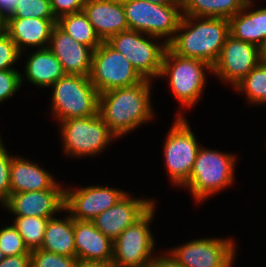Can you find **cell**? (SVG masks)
Wrapping results in <instances>:
<instances>
[{"mask_svg":"<svg viewBox=\"0 0 266 267\" xmlns=\"http://www.w3.org/2000/svg\"><path fill=\"white\" fill-rule=\"evenodd\" d=\"M17 45L6 34L0 35V70L13 69L12 65L20 58Z\"/></svg>","mask_w":266,"mask_h":267,"instance_id":"34","label":"cell"},{"mask_svg":"<svg viewBox=\"0 0 266 267\" xmlns=\"http://www.w3.org/2000/svg\"><path fill=\"white\" fill-rule=\"evenodd\" d=\"M129 195L126 193L114 206L92 220L95 227L112 241L154 205L151 199H134Z\"/></svg>","mask_w":266,"mask_h":267,"instance_id":"16","label":"cell"},{"mask_svg":"<svg viewBox=\"0 0 266 267\" xmlns=\"http://www.w3.org/2000/svg\"><path fill=\"white\" fill-rule=\"evenodd\" d=\"M0 250L5 257L30 254L22 236L13 225L6 226L0 230Z\"/></svg>","mask_w":266,"mask_h":267,"instance_id":"30","label":"cell"},{"mask_svg":"<svg viewBox=\"0 0 266 267\" xmlns=\"http://www.w3.org/2000/svg\"><path fill=\"white\" fill-rule=\"evenodd\" d=\"M152 3L158 4H176V5H183L184 0H147Z\"/></svg>","mask_w":266,"mask_h":267,"instance_id":"40","label":"cell"},{"mask_svg":"<svg viewBox=\"0 0 266 267\" xmlns=\"http://www.w3.org/2000/svg\"><path fill=\"white\" fill-rule=\"evenodd\" d=\"M0 267H31V254H19L5 257Z\"/></svg>","mask_w":266,"mask_h":267,"instance_id":"36","label":"cell"},{"mask_svg":"<svg viewBox=\"0 0 266 267\" xmlns=\"http://www.w3.org/2000/svg\"><path fill=\"white\" fill-rule=\"evenodd\" d=\"M143 35L149 36V39ZM150 38L155 40L159 37L128 29L111 36L106 42L121 53L143 79L151 81L161 73L168 44L164 42L161 46L151 42Z\"/></svg>","mask_w":266,"mask_h":267,"instance_id":"7","label":"cell"},{"mask_svg":"<svg viewBox=\"0 0 266 267\" xmlns=\"http://www.w3.org/2000/svg\"><path fill=\"white\" fill-rule=\"evenodd\" d=\"M229 34L228 19L183 16L168 47L176 55L199 59L213 67Z\"/></svg>","mask_w":266,"mask_h":267,"instance_id":"2","label":"cell"},{"mask_svg":"<svg viewBox=\"0 0 266 267\" xmlns=\"http://www.w3.org/2000/svg\"><path fill=\"white\" fill-rule=\"evenodd\" d=\"M49 218L36 216L16 217L13 226L23 238L29 251L40 249Z\"/></svg>","mask_w":266,"mask_h":267,"instance_id":"28","label":"cell"},{"mask_svg":"<svg viewBox=\"0 0 266 267\" xmlns=\"http://www.w3.org/2000/svg\"><path fill=\"white\" fill-rule=\"evenodd\" d=\"M236 156L199 148L189 180L183 185L188 187L197 202L204 201L234 180Z\"/></svg>","mask_w":266,"mask_h":267,"instance_id":"3","label":"cell"},{"mask_svg":"<svg viewBox=\"0 0 266 267\" xmlns=\"http://www.w3.org/2000/svg\"><path fill=\"white\" fill-rule=\"evenodd\" d=\"M57 25L74 40L91 47L94 51L103 42L83 11L61 16L57 20Z\"/></svg>","mask_w":266,"mask_h":267,"instance_id":"26","label":"cell"},{"mask_svg":"<svg viewBox=\"0 0 266 267\" xmlns=\"http://www.w3.org/2000/svg\"><path fill=\"white\" fill-rule=\"evenodd\" d=\"M154 208L155 204L113 241L112 263L116 267H147L153 260L155 245L149 225Z\"/></svg>","mask_w":266,"mask_h":267,"instance_id":"9","label":"cell"},{"mask_svg":"<svg viewBox=\"0 0 266 267\" xmlns=\"http://www.w3.org/2000/svg\"><path fill=\"white\" fill-rule=\"evenodd\" d=\"M56 24V18H7L6 34L23 53L22 51L26 46H35L39 49L47 48L52 29Z\"/></svg>","mask_w":266,"mask_h":267,"instance_id":"20","label":"cell"},{"mask_svg":"<svg viewBox=\"0 0 266 267\" xmlns=\"http://www.w3.org/2000/svg\"><path fill=\"white\" fill-rule=\"evenodd\" d=\"M5 258V255L3 252L0 250V262Z\"/></svg>","mask_w":266,"mask_h":267,"instance_id":"43","label":"cell"},{"mask_svg":"<svg viewBox=\"0 0 266 267\" xmlns=\"http://www.w3.org/2000/svg\"><path fill=\"white\" fill-rule=\"evenodd\" d=\"M52 12L58 20L61 16L83 11L85 0H50Z\"/></svg>","mask_w":266,"mask_h":267,"instance_id":"35","label":"cell"},{"mask_svg":"<svg viewBox=\"0 0 266 267\" xmlns=\"http://www.w3.org/2000/svg\"><path fill=\"white\" fill-rule=\"evenodd\" d=\"M167 256L153 257L147 267H182L169 253Z\"/></svg>","mask_w":266,"mask_h":267,"instance_id":"37","label":"cell"},{"mask_svg":"<svg viewBox=\"0 0 266 267\" xmlns=\"http://www.w3.org/2000/svg\"><path fill=\"white\" fill-rule=\"evenodd\" d=\"M52 110L58 121L99 113V92L89 77L65 74L52 84Z\"/></svg>","mask_w":266,"mask_h":267,"instance_id":"4","label":"cell"},{"mask_svg":"<svg viewBox=\"0 0 266 267\" xmlns=\"http://www.w3.org/2000/svg\"><path fill=\"white\" fill-rule=\"evenodd\" d=\"M31 267H77L76 257L62 256L43 249L30 251Z\"/></svg>","mask_w":266,"mask_h":267,"instance_id":"31","label":"cell"},{"mask_svg":"<svg viewBox=\"0 0 266 267\" xmlns=\"http://www.w3.org/2000/svg\"><path fill=\"white\" fill-rule=\"evenodd\" d=\"M40 249L62 256L76 257L74 219L49 218Z\"/></svg>","mask_w":266,"mask_h":267,"instance_id":"24","label":"cell"},{"mask_svg":"<svg viewBox=\"0 0 266 267\" xmlns=\"http://www.w3.org/2000/svg\"><path fill=\"white\" fill-rule=\"evenodd\" d=\"M235 249L232 239L204 238L183 244L169 254L182 267H232Z\"/></svg>","mask_w":266,"mask_h":267,"instance_id":"12","label":"cell"},{"mask_svg":"<svg viewBox=\"0 0 266 267\" xmlns=\"http://www.w3.org/2000/svg\"><path fill=\"white\" fill-rule=\"evenodd\" d=\"M126 192L108 186H86L65 189V212L73 219L92 221L96 216L114 206Z\"/></svg>","mask_w":266,"mask_h":267,"instance_id":"14","label":"cell"},{"mask_svg":"<svg viewBox=\"0 0 266 267\" xmlns=\"http://www.w3.org/2000/svg\"><path fill=\"white\" fill-rule=\"evenodd\" d=\"M245 6L244 0H184L182 15L229 19Z\"/></svg>","mask_w":266,"mask_h":267,"instance_id":"25","label":"cell"},{"mask_svg":"<svg viewBox=\"0 0 266 267\" xmlns=\"http://www.w3.org/2000/svg\"><path fill=\"white\" fill-rule=\"evenodd\" d=\"M178 114L175 123L165 138L164 156L170 180L182 186L189 180L197 152L201 145L191 131V128L184 119Z\"/></svg>","mask_w":266,"mask_h":267,"instance_id":"11","label":"cell"},{"mask_svg":"<svg viewBox=\"0 0 266 267\" xmlns=\"http://www.w3.org/2000/svg\"><path fill=\"white\" fill-rule=\"evenodd\" d=\"M18 0H0V13L7 19L16 8Z\"/></svg>","mask_w":266,"mask_h":267,"instance_id":"38","label":"cell"},{"mask_svg":"<svg viewBox=\"0 0 266 267\" xmlns=\"http://www.w3.org/2000/svg\"><path fill=\"white\" fill-rule=\"evenodd\" d=\"M89 78L99 94L134 86L144 80L132 64L106 41L93 52Z\"/></svg>","mask_w":266,"mask_h":267,"instance_id":"10","label":"cell"},{"mask_svg":"<svg viewBox=\"0 0 266 267\" xmlns=\"http://www.w3.org/2000/svg\"><path fill=\"white\" fill-rule=\"evenodd\" d=\"M246 5H252V1L251 0H244Z\"/></svg>","mask_w":266,"mask_h":267,"instance_id":"44","label":"cell"},{"mask_svg":"<svg viewBox=\"0 0 266 267\" xmlns=\"http://www.w3.org/2000/svg\"><path fill=\"white\" fill-rule=\"evenodd\" d=\"M151 81L115 88L99 95V114L118 138L152 119L150 99Z\"/></svg>","mask_w":266,"mask_h":267,"instance_id":"1","label":"cell"},{"mask_svg":"<svg viewBox=\"0 0 266 267\" xmlns=\"http://www.w3.org/2000/svg\"><path fill=\"white\" fill-rule=\"evenodd\" d=\"M77 267H116L112 262L110 263H81Z\"/></svg>","mask_w":266,"mask_h":267,"instance_id":"39","label":"cell"},{"mask_svg":"<svg viewBox=\"0 0 266 267\" xmlns=\"http://www.w3.org/2000/svg\"><path fill=\"white\" fill-rule=\"evenodd\" d=\"M129 29L159 38L175 36L183 17L182 6L158 4L147 0H122Z\"/></svg>","mask_w":266,"mask_h":267,"instance_id":"5","label":"cell"},{"mask_svg":"<svg viewBox=\"0 0 266 267\" xmlns=\"http://www.w3.org/2000/svg\"><path fill=\"white\" fill-rule=\"evenodd\" d=\"M83 12L102 41L129 29L122 0H85Z\"/></svg>","mask_w":266,"mask_h":267,"instance_id":"19","label":"cell"},{"mask_svg":"<svg viewBox=\"0 0 266 267\" xmlns=\"http://www.w3.org/2000/svg\"><path fill=\"white\" fill-rule=\"evenodd\" d=\"M6 33V19L5 17L0 13V35Z\"/></svg>","mask_w":266,"mask_h":267,"instance_id":"42","label":"cell"},{"mask_svg":"<svg viewBox=\"0 0 266 267\" xmlns=\"http://www.w3.org/2000/svg\"><path fill=\"white\" fill-rule=\"evenodd\" d=\"M205 68L212 72V66L199 59L176 55L166 49L159 77H168L174 96L183 106L192 107L199 100L205 88Z\"/></svg>","mask_w":266,"mask_h":267,"instance_id":"6","label":"cell"},{"mask_svg":"<svg viewBox=\"0 0 266 267\" xmlns=\"http://www.w3.org/2000/svg\"><path fill=\"white\" fill-rule=\"evenodd\" d=\"M64 75L61 63L48 47L38 49L26 62L25 77L36 86L49 87Z\"/></svg>","mask_w":266,"mask_h":267,"instance_id":"23","label":"cell"},{"mask_svg":"<svg viewBox=\"0 0 266 267\" xmlns=\"http://www.w3.org/2000/svg\"><path fill=\"white\" fill-rule=\"evenodd\" d=\"M260 62L259 47L229 34L212 73L235 87Z\"/></svg>","mask_w":266,"mask_h":267,"instance_id":"13","label":"cell"},{"mask_svg":"<svg viewBox=\"0 0 266 267\" xmlns=\"http://www.w3.org/2000/svg\"><path fill=\"white\" fill-rule=\"evenodd\" d=\"M251 6L246 5L228 19L229 32L236 39L260 47L266 38V8L255 11L248 10Z\"/></svg>","mask_w":266,"mask_h":267,"instance_id":"22","label":"cell"},{"mask_svg":"<svg viewBox=\"0 0 266 267\" xmlns=\"http://www.w3.org/2000/svg\"><path fill=\"white\" fill-rule=\"evenodd\" d=\"M234 88L245 92L248 102L266 103V63L260 62Z\"/></svg>","mask_w":266,"mask_h":267,"instance_id":"27","label":"cell"},{"mask_svg":"<svg viewBox=\"0 0 266 267\" xmlns=\"http://www.w3.org/2000/svg\"><path fill=\"white\" fill-rule=\"evenodd\" d=\"M48 48L61 63L65 74L89 77L94 52L91 47L77 42L56 24Z\"/></svg>","mask_w":266,"mask_h":267,"instance_id":"17","label":"cell"},{"mask_svg":"<svg viewBox=\"0 0 266 267\" xmlns=\"http://www.w3.org/2000/svg\"><path fill=\"white\" fill-rule=\"evenodd\" d=\"M16 217L36 216L52 218L65 209V189L58 183L51 189L10 194L3 205Z\"/></svg>","mask_w":266,"mask_h":267,"instance_id":"15","label":"cell"},{"mask_svg":"<svg viewBox=\"0 0 266 267\" xmlns=\"http://www.w3.org/2000/svg\"><path fill=\"white\" fill-rule=\"evenodd\" d=\"M21 76L15 69L0 70V103L13 96L22 86Z\"/></svg>","mask_w":266,"mask_h":267,"instance_id":"33","label":"cell"},{"mask_svg":"<svg viewBox=\"0 0 266 267\" xmlns=\"http://www.w3.org/2000/svg\"><path fill=\"white\" fill-rule=\"evenodd\" d=\"M76 258L81 263H110L113 241L99 231L92 221L74 219Z\"/></svg>","mask_w":266,"mask_h":267,"instance_id":"18","label":"cell"},{"mask_svg":"<svg viewBox=\"0 0 266 267\" xmlns=\"http://www.w3.org/2000/svg\"><path fill=\"white\" fill-rule=\"evenodd\" d=\"M259 51H260V60H261V62H265L266 63V38L264 39L263 43L259 47Z\"/></svg>","mask_w":266,"mask_h":267,"instance_id":"41","label":"cell"},{"mask_svg":"<svg viewBox=\"0 0 266 267\" xmlns=\"http://www.w3.org/2000/svg\"><path fill=\"white\" fill-rule=\"evenodd\" d=\"M64 151L70 156H90L98 154L117 138L101 115L71 118L59 122Z\"/></svg>","mask_w":266,"mask_h":267,"instance_id":"8","label":"cell"},{"mask_svg":"<svg viewBox=\"0 0 266 267\" xmlns=\"http://www.w3.org/2000/svg\"><path fill=\"white\" fill-rule=\"evenodd\" d=\"M1 138V137H0ZM12 156H9L0 139V203L5 204L10 197V168Z\"/></svg>","mask_w":266,"mask_h":267,"instance_id":"32","label":"cell"},{"mask_svg":"<svg viewBox=\"0 0 266 267\" xmlns=\"http://www.w3.org/2000/svg\"><path fill=\"white\" fill-rule=\"evenodd\" d=\"M55 18L50 0H18L14 13L8 18Z\"/></svg>","mask_w":266,"mask_h":267,"instance_id":"29","label":"cell"},{"mask_svg":"<svg viewBox=\"0 0 266 267\" xmlns=\"http://www.w3.org/2000/svg\"><path fill=\"white\" fill-rule=\"evenodd\" d=\"M51 175L36 163L23 159L22 156H12L10 168L11 194L51 189L57 184Z\"/></svg>","mask_w":266,"mask_h":267,"instance_id":"21","label":"cell"}]
</instances>
